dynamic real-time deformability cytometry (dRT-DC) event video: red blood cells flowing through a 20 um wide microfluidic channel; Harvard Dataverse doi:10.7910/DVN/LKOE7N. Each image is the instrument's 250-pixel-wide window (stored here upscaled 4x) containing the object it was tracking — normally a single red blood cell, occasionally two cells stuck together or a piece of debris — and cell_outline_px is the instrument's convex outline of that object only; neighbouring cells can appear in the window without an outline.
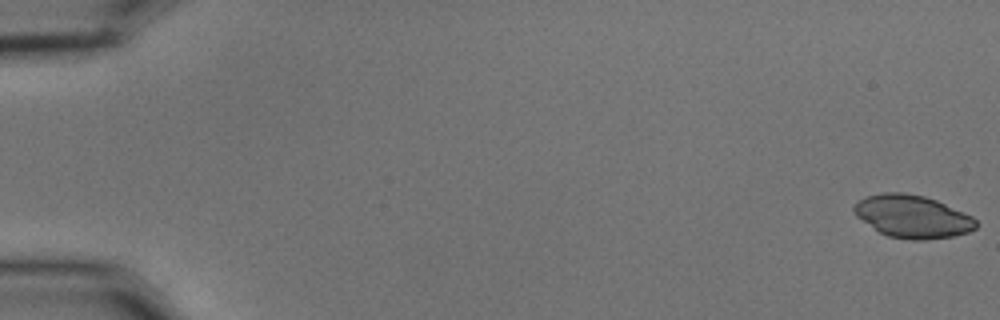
{"species": "common noctule bat (a hibernating species)", "species_latin": "Nyctalus noctula", "temperature_condition": "cold", "stored_images_in_passage": 57, "camera_frame_rate_fps": 3000, "um_per_image_px": 0.085, "animal": {"sex": "male", "body_mass_g": 15.6}, "frame": {"image": 1, "passage_image": 1, "time_ms": 0.0, "image_size_px": [1000, 320], "cell_outline_px": [[980, 224], [976, 228], [968, 232], [952, 236], [924, 240], [912, 240], [888, 236], [880, 232], [856, 216], [852, 208], [860, 200], [868, 196], [884, 192], [904, 192], [924, 196], [936, 200], [972, 216]], "centroid_in_image_um": [77.58, 18.4], "position_along_channel_um": 7.4, "area_um2": 30.17}}